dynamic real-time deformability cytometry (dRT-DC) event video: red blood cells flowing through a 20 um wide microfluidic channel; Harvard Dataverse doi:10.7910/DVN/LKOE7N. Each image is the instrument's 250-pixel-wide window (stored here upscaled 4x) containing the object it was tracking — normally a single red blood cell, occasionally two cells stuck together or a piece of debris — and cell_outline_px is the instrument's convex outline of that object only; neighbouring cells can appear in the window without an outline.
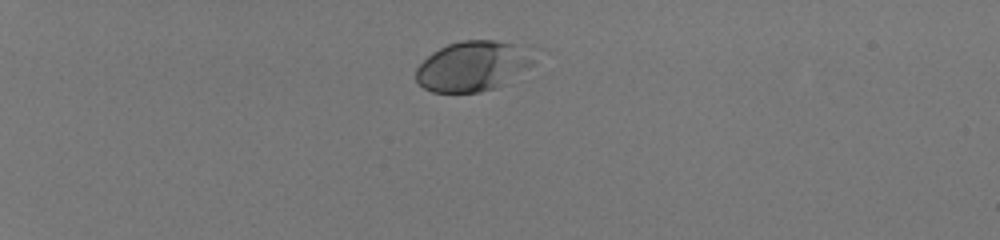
{"species": "human", "species_latin": "Homo sapiens", "temperature_condition": "room temperature", "stored_images_in_passage": 39, "camera_frame_rate_fps": 3000, "um_per_image_px": 0.085, "donor": {"sex": "male"}, "frame": {"image": 1, "passage_image": 1, "time_ms": 0.0, "image_size_px": [1000, 240], "cell_outline_px": [[536, 64], [512, 84], [480, 92], [432, 92], [424, 88], [416, 80], [416, 68], [432, 52], [448, 44], [460, 40], [496, 40], [524, 44]], "centroid_in_image_um": [40.29, 5.63], "position_along_channel_um": 44.7, "area_um2": 35.43}}
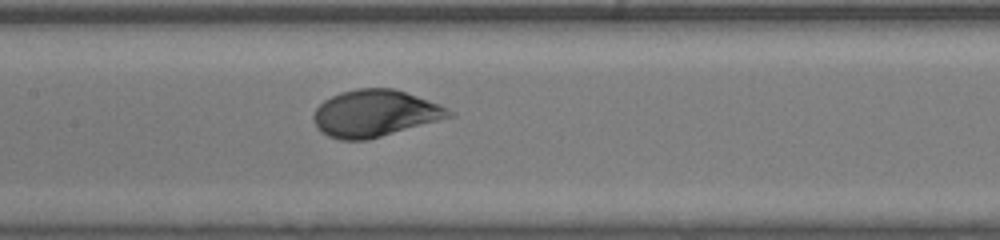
{"frame": {"image": 2, "passage_image": 17, "time_ms": 5.333, "image_size_px": [1000, 240], "cell_outline_px": [[456, 116], [368, 140], [340, 140], [328, 136], [320, 132], [312, 116], [316, 108], [324, 100], [340, 92], [356, 88], [392, 88], [440, 104], [456, 112]], "centroid_in_image_um": [31.89, 9.64], "position_along_channel_um": 175.5, "area_um2": 37.17}}
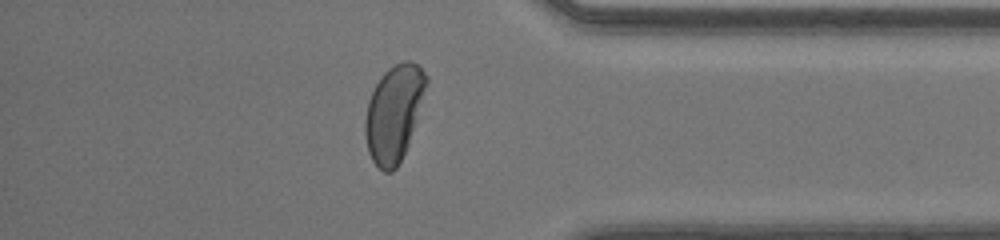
{"frame": {"image": 3, "passage_image": 34, "time_ms": 11.0, "image_size_px": [1000, 240], "cell_outline_px": [[428, 84], [408, 144], [396, 168], [392, 172], [384, 172], [372, 160], [368, 152], [364, 132], [364, 120], [368, 100], [376, 84], [384, 72], [388, 68], [404, 60], [412, 60], [428, 76]], "centroid_in_image_um": [33.47, 9.6], "position_along_channel_um": 401.7, "area_um2": 34.1}, "authors_computed_cell_mechanics": {"area_um2": 35.9516, "velocity_mm_per_s": 4.1033, "shape_relaxation_time_tau1_ms": 2.8381, "shape_relaxation_time_tau2_ms": null, "deformation_change_tau1": 0.1635, "deformation_change_tau2": null}}